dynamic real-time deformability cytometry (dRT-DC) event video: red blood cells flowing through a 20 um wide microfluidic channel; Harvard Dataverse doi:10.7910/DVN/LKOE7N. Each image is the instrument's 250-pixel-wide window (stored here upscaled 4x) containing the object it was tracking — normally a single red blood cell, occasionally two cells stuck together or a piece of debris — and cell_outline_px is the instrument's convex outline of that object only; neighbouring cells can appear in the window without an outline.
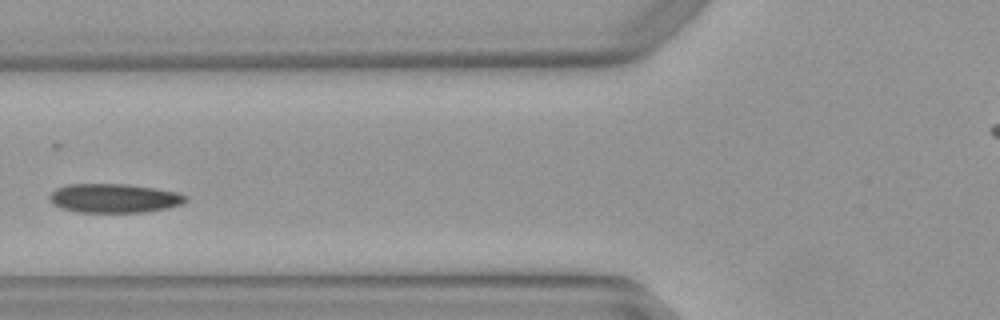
{"species": "Egyptian fruit bat (a non-hibernating species)", "species_latin": "Rousettus aegyptiacus", "temperature_condition": "warm", "stored_images_in_passage": 6, "segment_of_instrument_passage": [1, 2], "camera_frame_rate_fps": 3000, "um_per_image_px": 0.085, "animal": {"sex": "female"}, "frame": {"image": 1, "passage_image": 4, "time_ms": 1.0, "image_size_px": [1000, 320], "cell_outline_px": [[188, 200], [180, 204], [168, 208], [148, 212], [76, 212], [60, 208], [52, 204], [48, 196], [56, 188], [68, 184], [128, 184], [176, 192], [188, 196]], "centroid_in_image_um": [9.68, 16.85], "position_along_channel_um": 116.1, "area_um2": 23.12}}
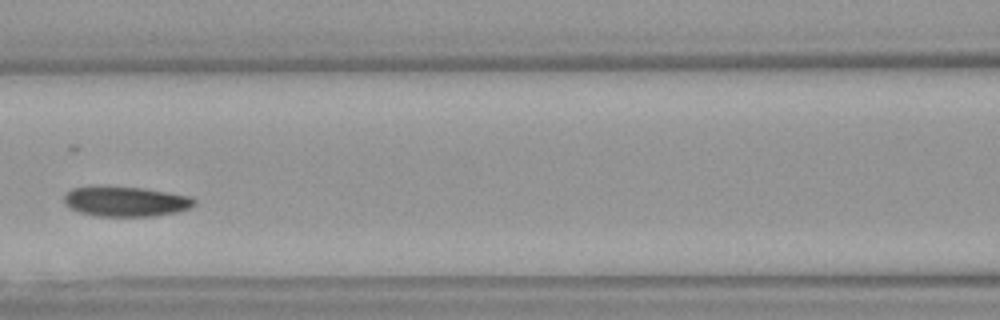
{"frame": {"image": 2, "passage_image": 5, "time_ms": 1.333, "image_size_px": [1000, 320], "cell_outline_px": [[196, 204], [188, 208], [176, 212], [152, 216], [96, 216], [80, 212], [64, 204], [64, 196], [72, 188], [92, 184], [104, 184], [144, 188], [192, 196], [196, 200]], "centroid_in_image_um": [10.65, 17.08], "position_along_channel_um": 156.0, "area_um2": 23.41}}